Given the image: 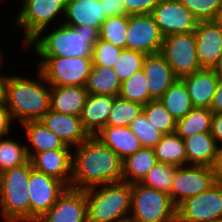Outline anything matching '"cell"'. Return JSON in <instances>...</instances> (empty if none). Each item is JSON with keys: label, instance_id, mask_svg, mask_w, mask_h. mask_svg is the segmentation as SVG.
<instances>
[{"label": "cell", "instance_id": "1", "mask_svg": "<svg viewBox=\"0 0 222 222\" xmlns=\"http://www.w3.org/2000/svg\"><path fill=\"white\" fill-rule=\"evenodd\" d=\"M72 150V188L85 190L122 181L123 160L95 136Z\"/></svg>", "mask_w": 222, "mask_h": 222}, {"label": "cell", "instance_id": "2", "mask_svg": "<svg viewBox=\"0 0 222 222\" xmlns=\"http://www.w3.org/2000/svg\"><path fill=\"white\" fill-rule=\"evenodd\" d=\"M36 76L35 79L15 74L6 76L5 106L19 124L40 120L50 110L51 86L39 70Z\"/></svg>", "mask_w": 222, "mask_h": 222}, {"label": "cell", "instance_id": "3", "mask_svg": "<svg viewBox=\"0 0 222 222\" xmlns=\"http://www.w3.org/2000/svg\"><path fill=\"white\" fill-rule=\"evenodd\" d=\"M57 27V28H56ZM53 30L41 31L25 48H34L37 56L92 57L93 47L99 39V30L91 26L71 27L63 22Z\"/></svg>", "mask_w": 222, "mask_h": 222}, {"label": "cell", "instance_id": "4", "mask_svg": "<svg viewBox=\"0 0 222 222\" xmlns=\"http://www.w3.org/2000/svg\"><path fill=\"white\" fill-rule=\"evenodd\" d=\"M84 191L88 222H120L129 219L132 201L131 184L119 181Z\"/></svg>", "mask_w": 222, "mask_h": 222}, {"label": "cell", "instance_id": "5", "mask_svg": "<svg viewBox=\"0 0 222 222\" xmlns=\"http://www.w3.org/2000/svg\"><path fill=\"white\" fill-rule=\"evenodd\" d=\"M30 160L0 173V209L5 222H30Z\"/></svg>", "mask_w": 222, "mask_h": 222}, {"label": "cell", "instance_id": "6", "mask_svg": "<svg viewBox=\"0 0 222 222\" xmlns=\"http://www.w3.org/2000/svg\"><path fill=\"white\" fill-rule=\"evenodd\" d=\"M21 8L14 18V26L24 30L23 47L41 31L47 32L51 23L58 25L57 19L63 22L66 11V0H22ZM62 15V16H61ZM59 16V17H58ZM56 19V20H55Z\"/></svg>", "mask_w": 222, "mask_h": 222}, {"label": "cell", "instance_id": "7", "mask_svg": "<svg viewBox=\"0 0 222 222\" xmlns=\"http://www.w3.org/2000/svg\"><path fill=\"white\" fill-rule=\"evenodd\" d=\"M132 201L129 219L133 222H176V206L168 193L131 184Z\"/></svg>", "mask_w": 222, "mask_h": 222}, {"label": "cell", "instance_id": "8", "mask_svg": "<svg viewBox=\"0 0 222 222\" xmlns=\"http://www.w3.org/2000/svg\"><path fill=\"white\" fill-rule=\"evenodd\" d=\"M38 70L50 86H85L92 57L38 56Z\"/></svg>", "mask_w": 222, "mask_h": 222}, {"label": "cell", "instance_id": "9", "mask_svg": "<svg viewBox=\"0 0 222 222\" xmlns=\"http://www.w3.org/2000/svg\"><path fill=\"white\" fill-rule=\"evenodd\" d=\"M222 177L215 167L183 165L176 169L171 187V201L177 207L185 199L208 190Z\"/></svg>", "mask_w": 222, "mask_h": 222}, {"label": "cell", "instance_id": "10", "mask_svg": "<svg viewBox=\"0 0 222 222\" xmlns=\"http://www.w3.org/2000/svg\"><path fill=\"white\" fill-rule=\"evenodd\" d=\"M160 54L178 79L202 69L197 59L194 32L163 37Z\"/></svg>", "mask_w": 222, "mask_h": 222}, {"label": "cell", "instance_id": "11", "mask_svg": "<svg viewBox=\"0 0 222 222\" xmlns=\"http://www.w3.org/2000/svg\"><path fill=\"white\" fill-rule=\"evenodd\" d=\"M222 218V177L208 190L176 207V222H213Z\"/></svg>", "mask_w": 222, "mask_h": 222}, {"label": "cell", "instance_id": "12", "mask_svg": "<svg viewBox=\"0 0 222 222\" xmlns=\"http://www.w3.org/2000/svg\"><path fill=\"white\" fill-rule=\"evenodd\" d=\"M163 36L151 13L129 15L126 49L146 55L160 53Z\"/></svg>", "mask_w": 222, "mask_h": 222}, {"label": "cell", "instance_id": "13", "mask_svg": "<svg viewBox=\"0 0 222 222\" xmlns=\"http://www.w3.org/2000/svg\"><path fill=\"white\" fill-rule=\"evenodd\" d=\"M30 222H35L58 200L67 186L60 180L31 170L29 177Z\"/></svg>", "mask_w": 222, "mask_h": 222}, {"label": "cell", "instance_id": "14", "mask_svg": "<svg viewBox=\"0 0 222 222\" xmlns=\"http://www.w3.org/2000/svg\"><path fill=\"white\" fill-rule=\"evenodd\" d=\"M151 14L163 37L194 32L199 22L180 0H161Z\"/></svg>", "mask_w": 222, "mask_h": 222}, {"label": "cell", "instance_id": "15", "mask_svg": "<svg viewBox=\"0 0 222 222\" xmlns=\"http://www.w3.org/2000/svg\"><path fill=\"white\" fill-rule=\"evenodd\" d=\"M35 222H88L85 191L67 187L56 203Z\"/></svg>", "mask_w": 222, "mask_h": 222}, {"label": "cell", "instance_id": "16", "mask_svg": "<svg viewBox=\"0 0 222 222\" xmlns=\"http://www.w3.org/2000/svg\"><path fill=\"white\" fill-rule=\"evenodd\" d=\"M201 68L213 69L222 55V30L213 21H199L194 31Z\"/></svg>", "mask_w": 222, "mask_h": 222}, {"label": "cell", "instance_id": "17", "mask_svg": "<svg viewBox=\"0 0 222 222\" xmlns=\"http://www.w3.org/2000/svg\"><path fill=\"white\" fill-rule=\"evenodd\" d=\"M187 165L215 167L221 171L222 150L211 132H203L183 139Z\"/></svg>", "mask_w": 222, "mask_h": 222}, {"label": "cell", "instance_id": "18", "mask_svg": "<svg viewBox=\"0 0 222 222\" xmlns=\"http://www.w3.org/2000/svg\"><path fill=\"white\" fill-rule=\"evenodd\" d=\"M72 152V149L43 151L34 154L29 160L34 170L52 176L71 187Z\"/></svg>", "mask_w": 222, "mask_h": 222}, {"label": "cell", "instance_id": "19", "mask_svg": "<svg viewBox=\"0 0 222 222\" xmlns=\"http://www.w3.org/2000/svg\"><path fill=\"white\" fill-rule=\"evenodd\" d=\"M40 121L72 148L90 137L84 130L79 116L58 113L50 109Z\"/></svg>", "mask_w": 222, "mask_h": 222}, {"label": "cell", "instance_id": "20", "mask_svg": "<svg viewBox=\"0 0 222 222\" xmlns=\"http://www.w3.org/2000/svg\"><path fill=\"white\" fill-rule=\"evenodd\" d=\"M142 71L147 78L150 101L159 100L178 79L160 53L146 55Z\"/></svg>", "mask_w": 222, "mask_h": 222}, {"label": "cell", "instance_id": "21", "mask_svg": "<svg viewBox=\"0 0 222 222\" xmlns=\"http://www.w3.org/2000/svg\"><path fill=\"white\" fill-rule=\"evenodd\" d=\"M219 79L214 69L206 68L181 78L194 108H210Z\"/></svg>", "mask_w": 222, "mask_h": 222}, {"label": "cell", "instance_id": "22", "mask_svg": "<svg viewBox=\"0 0 222 222\" xmlns=\"http://www.w3.org/2000/svg\"><path fill=\"white\" fill-rule=\"evenodd\" d=\"M63 23L71 26H91L100 31L106 19L99 0H66Z\"/></svg>", "mask_w": 222, "mask_h": 222}, {"label": "cell", "instance_id": "23", "mask_svg": "<svg viewBox=\"0 0 222 222\" xmlns=\"http://www.w3.org/2000/svg\"><path fill=\"white\" fill-rule=\"evenodd\" d=\"M114 99L110 95L88 94L80 118L89 136H95L106 126Z\"/></svg>", "mask_w": 222, "mask_h": 222}, {"label": "cell", "instance_id": "24", "mask_svg": "<svg viewBox=\"0 0 222 222\" xmlns=\"http://www.w3.org/2000/svg\"><path fill=\"white\" fill-rule=\"evenodd\" d=\"M28 138L26 144L29 159L36 153L55 149H73L66 145L55 133L50 131L40 120H30L20 124ZM29 143V144H28Z\"/></svg>", "mask_w": 222, "mask_h": 222}, {"label": "cell", "instance_id": "25", "mask_svg": "<svg viewBox=\"0 0 222 222\" xmlns=\"http://www.w3.org/2000/svg\"><path fill=\"white\" fill-rule=\"evenodd\" d=\"M88 94L85 86H51L50 109L80 117Z\"/></svg>", "mask_w": 222, "mask_h": 222}, {"label": "cell", "instance_id": "26", "mask_svg": "<svg viewBox=\"0 0 222 222\" xmlns=\"http://www.w3.org/2000/svg\"><path fill=\"white\" fill-rule=\"evenodd\" d=\"M95 137L114 151L122 160L142 148L139 139L130 130L129 126H105Z\"/></svg>", "mask_w": 222, "mask_h": 222}, {"label": "cell", "instance_id": "27", "mask_svg": "<svg viewBox=\"0 0 222 222\" xmlns=\"http://www.w3.org/2000/svg\"><path fill=\"white\" fill-rule=\"evenodd\" d=\"M157 163L154 149L142 147L123 160L122 181L140 183Z\"/></svg>", "mask_w": 222, "mask_h": 222}, {"label": "cell", "instance_id": "28", "mask_svg": "<svg viewBox=\"0 0 222 222\" xmlns=\"http://www.w3.org/2000/svg\"><path fill=\"white\" fill-rule=\"evenodd\" d=\"M121 81L113 68L92 66L85 88L89 94L119 96Z\"/></svg>", "mask_w": 222, "mask_h": 222}, {"label": "cell", "instance_id": "29", "mask_svg": "<svg viewBox=\"0 0 222 222\" xmlns=\"http://www.w3.org/2000/svg\"><path fill=\"white\" fill-rule=\"evenodd\" d=\"M153 149L159 163H168L176 166L187 165L184 141L175 132L163 134L161 140Z\"/></svg>", "mask_w": 222, "mask_h": 222}, {"label": "cell", "instance_id": "30", "mask_svg": "<svg viewBox=\"0 0 222 222\" xmlns=\"http://www.w3.org/2000/svg\"><path fill=\"white\" fill-rule=\"evenodd\" d=\"M159 101L176 121L185 117L194 108L187 88L181 79H177Z\"/></svg>", "mask_w": 222, "mask_h": 222}, {"label": "cell", "instance_id": "31", "mask_svg": "<svg viewBox=\"0 0 222 222\" xmlns=\"http://www.w3.org/2000/svg\"><path fill=\"white\" fill-rule=\"evenodd\" d=\"M213 112L209 108H193L179 119L175 133L182 139L203 132H211Z\"/></svg>", "mask_w": 222, "mask_h": 222}, {"label": "cell", "instance_id": "32", "mask_svg": "<svg viewBox=\"0 0 222 222\" xmlns=\"http://www.w3.org/2000/svg\"><path fill=\"white\" fill-rule=\"evenodd\" d=\"M16 140L9 135L0 138V173L29 161L26 144Z\"/></svg>", "mask_w": 222, "mask_h": 222}, {"label": "cell", "instance_id": "33", "mask_svg": "<svg viewBox=\"0 0 222 222\" xmlns=\"http://www.w3.org/2000/svg\"><path fill=\"white\" fill-rule=\"evenodd\" d=\"M143 112V105L116 96L106 126H129Z\"/></svg>", "mask_w": 222, "mask_h": 222}, {"label": "cell", "instance_id": "34", "mask_svg": "<svg viewBox=\"0 0 222 222\" xmlns=\"http://www.w3.org/2000/svg\"><path fill=\"white\" fill-rule=\"evenodd\" d=\"M129 15L107 17L101 25L99 39L126 49Z\"/></svg>", "mask_w": 222, "mask_h": 222}, {"label": "cell", "instance_id": "35", "mask_svg": "<svg viewBox=\"0 0 222 222\" xmlns=\"http://www.w3.org/2000/svg\"><path fill=\"white\" fill-rule=\"evenodd\" d=\"M178 166L168 163H157L140 182L143 186L154 188L169 194L171 199V187Z\"/></svg>", "mask_w": 222, "mask_h": 222}, {"label": "cell", "instance_id": "36", "mask_svg": "<svg viewBox=\"0 0 222 222\" xmlns=\"http://www.w3.org/2000/svg\"><path fill=\"white\" fill-rule=\"evenodd\" d=\"M119 96L143 106L150 101L147 78L142 70L135 72L129 79L121 83Z\"/></svg>", "mask_w": 222, "mask_h": 222}, {"label": "cell", "instance_id": "37", "mask_svg": "<svg viewBox=\"0 0 222 222\" xmlns=\"http://www.w3.org/2000/svg\"><path fill=\"white\" fill-rule=\"evenodd\" d=\"M143 112L147 120L162 134H170L176 131L177 121L159 100L149 101L143 106Z\"/></svg>", "mask_w": 222, "mask_h": 222}, {"label": "cell", "instance_id": "38", "mask_svg": "<svg viewBox=\"0 0 222 222\" xmlns=\"http://www.w3.org/2000/svg\"><path fill=\"white\" fill-rule=\"evenodd\" d=\"M145 57L146 54L142 52L122 49L113 66L118 79L123 82L129 79L135 72L142 70Z\"/></svg>", "mask_w": 222, "mask_h": 222}, {"label": "cell", "instance_id": "39", "mask_svg": "<svg viewBox=\"0 0 222 222\" xmlns=\"http://www.w3.org/2000/svg\"><path fill=\"white\" fill-rule=\"evenodd\" d=\"M130 130L139 139L143 148H154L163 134L147 120L144 112L139 114L129 125Z\"/></svg>", "mask_w": 222, "mask_h": 222}, {"label": "cell", "instance_id": "40", "mask_svg": "<svg viewBox=\"0 0 222 222\" xmlns=\"http://www.w3.org/2000/svg\"><path fill=\"white\" fill-rule=\"evenodd\" d=\"M182 5L198 21L214 20L216 13L222 9V0H180Z\"/></svg>", "mask_w": 222, "mask_h": 222}, {"label": "cell", "instance_id": "41", "mask_svg": "<svg viewBox=\"0 0 222 222\" xmlns=\"http://www.w3.org/2000/svg\"><path fill=\"white\" fill-rule=\"evenodd\" d=\"M121 51L122 48L114 46L112 43L102 39H98L92 52L93 66L113 68Z\"/></svg>", "mask_w": 222, "mask_h": 222}, {"label": "cell", "instance_id": "42", "mask_svg": "<svg viewBox=\"0 0 222 222\" xmlns=\"http://www.w3.org/2000/svg\"><path fill=\"white\" fill-rule=\"evenodd\" d=\"M161 0H124L127 15L151 13Z\"/></svg>", "mask_w": 222, "mask_h": 222}, {"label": "cell", "instance_id": "43", "mask_svg": "<svg viewBox=\"0 0 222 222\" xmlns=\"http://www.w3.org/2000/svg\"><path fill=\"white\" fill-rule=\"evenodd\" d=\"M103 7V16L105 18L111 16L127 15L124 0H99Z\"/></svg>", "mask_w": 222, "mask_h": 222}, {"label": "cell", "instance_id": "44", "mask_svg": "<svg viewBox=\"0 0 222 222\" xmlns=\"http://www.w3.org/2000/svg\"><path fill=\"white\" fill-rule=\"evenodd\" d=\"M15 122L6 106H0V138L10 135L11 125Z\"/></svg>", "mask_w": 222, "mask_h": 222}, {"label": "cell", "instance_id": "45", "mask_svg": "<svg viewBox=\"0 0 222 222\" xmlns=\"http://www.w3.org/2000/svg\"><path fill=\"white\" fill-rule=\"evenodd\" d=\"M211 134L216 140L219 148L222 150V113H213Z\"/></svg>", "mask_w": 222, "mask_h": 222}, {"label": "cell", "instance_id": "46", "mask_svg": "<svg viewBox=\"0 0 222 222\" xmlns=\"http://www.w3.org/2000/svg\"><path fill=\"white\" fill-rule=\"evenodd\" d=\"M213 113H222V78L219 79L210 108Z\"/></svg>", "mask_w": 222, "mask_h": 222}, {"label": "cell", "instance_id": "47", "mask_svg": "<svg viewBox=\"0 0 222 222\" xmlns=\"http://www.w3.org/2000/svg\"><path fill=\"white\" fill-rule=\"evenodd\" d=\"M5 82L6 77H0V106H5Z\"/></svg>", "mask_w": 222, "mask_h": 222}, {"label": "cell", "instance_id": "48", "mask_svg": "<svg viewBox=\"0 0 222 222\" xmlns=\"http://www.w3.org/2000/svg\"><path fill=\"white\" fill-rule=\"evenodd\" d=\"M215 73L219 78H222V55L217 63V65L213 68Z\"/></svg>", "mask_w": 222, "mask_h": 222}, {"label": "cell", "instance_id": "49", "mask_svg": "<svg viewBox=\"0 0 222 222\" xmlns=\"http://www.w3.org/2000/svg\"><path fill=\"white\" fill-rule=\"evenodd\" d=\"M219 28L222 30V9L216 13L215 19L213 20Z\"/></svg>", "mask_w": 222, "mask_h": 222}, {"label": "cell", "instance_id": "50", "mask_svg": "<svg viewBox=\"0 0 222 222\" xmlns=\"http://www.w3.org/2000/svg\"><path fill=\"white\" fill-rule=\"evenodd\" d=\"M1 51V50H0ZM2 54V55H1ZM3 53L2 52H0V69H1V67L3 66L2 64L4 63L3 61H4V59H3ZM1 72V71H0ZM7 75L5 74L4 75V73L3 74H1L0 73V77H6Z\"/></svg>", "mask_w": 222, "mask_h": 222}, {"label": "cell", "instance_id": "51", "mask_svg": "<svg viewBox=\"0 0 222 222\" xmlns=\"http://www.w3.org/2000/svg\"><path fill=\"white\" fill-rule=\"evenodd\" d=\"M120 222H133V221L130 220V219H126V220H123V221H120Z\"/></svg>", "mask_w": 222, "mask_h": 222}, {"label": "cell", "instance_id": "52", "mask_svg": "<svg viewBox=\"0 0 222 222\" xmlns=\"http://www.w3.org/2000/svg\"><path fill=\"white\" fill-rule=\"evenodd\" d=\"M213 222H222V218L217 219V220H215V221H213Z\"/></svg>", "mask_w": 222, "mask_h": 222}]
</instances>
